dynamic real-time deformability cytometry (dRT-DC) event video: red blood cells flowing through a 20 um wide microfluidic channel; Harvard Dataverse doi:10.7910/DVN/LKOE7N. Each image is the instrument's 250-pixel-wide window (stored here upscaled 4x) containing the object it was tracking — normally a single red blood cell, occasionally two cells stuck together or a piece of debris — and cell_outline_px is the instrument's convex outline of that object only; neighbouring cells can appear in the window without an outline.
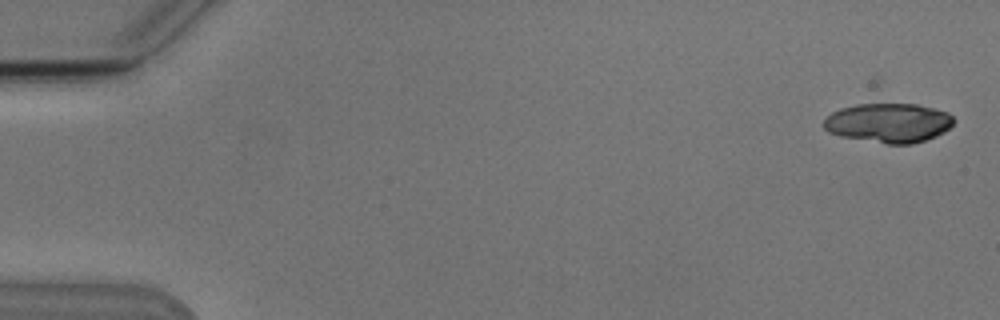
{"species": "Egyptian fruit bat (a non-hibernating species)", "species_latin": "Rousettus aegyptiacus", "temperature_condition": "cold", "stored_images_in_passage": 6, "camera_frame_rate_fps": 3000, "um_per_image_px": 0.085, "animal": {"sex": "male"}, "frame": {"image": 1, "passage_image": 2, "time_ms": 1.333, "image_size_px": [1000, 320], "cell_outline_px": [[956, 120], [944, 132], [936, 136], [912, 144], [888, 144], [840, 136], [828, 132], [824, 128], [824, 120], [832, 112], [840, 108], [856, 104], [916, 104], [948, 112]], "centroid_in_image_um": [75.53, 10.44], "position_along_channel_um": 9.5, "area_um2": 29.77}}